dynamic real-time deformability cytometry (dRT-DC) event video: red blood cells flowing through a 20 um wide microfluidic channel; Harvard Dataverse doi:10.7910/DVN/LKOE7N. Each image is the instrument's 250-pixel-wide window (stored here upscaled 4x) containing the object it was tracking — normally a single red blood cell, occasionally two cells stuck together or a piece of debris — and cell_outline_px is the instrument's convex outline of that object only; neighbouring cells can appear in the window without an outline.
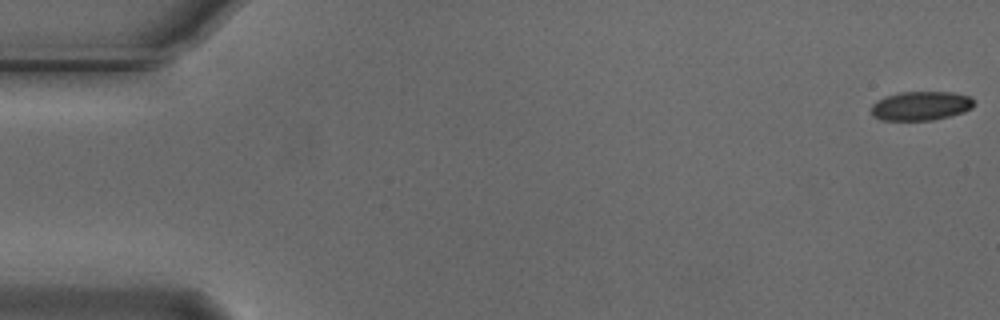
{"species": "Egyptian fruit bat (a non-hibernating species)", "species_latin": "Rousettus aegyptiacus", "temperature_condition": "cold", "stored_images_in_passage": 16, "camera_frame_rate_fps": 3000, "um_per_image_px": 0.085, "animal": {"sex": "male"}, "frame": {"image": 1, "passage_image": 1, "time_ms": 0.0, "image_size_px": [1000, 320], "cell_outline_px": [[972, 108], [964, 112], [932, 120], [880, 120], [872, 116], [872, 104], [876, 100], [884, 96], [900, 92], [952, 92], [968, 96], [972, 100]], "centroid_in_image_um": [78.21, 9.0], "position_along_channel_um": 6.8, "area_um2": 17.34}}
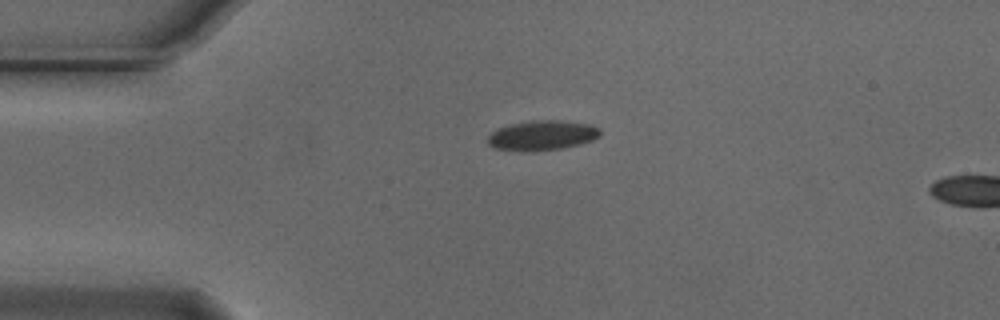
{"frame": {"image": 2, "passage_image": 13, "time_ms": 4.0, "image_size_px": [1000, 320], "cell_outline_px": [[600, 136], [592, 140], [580, 144], [564, 148], [532, 152], [496, 148], [488, 144], [488, 136], [496, 128], [512, 124], [532, 120], [560, 120], [588, 124], [600, 128]], "centroid_in_image_um": [46.09, 11.51], "position_along_channel_um": 38.9, "area_um2": 19.59}}